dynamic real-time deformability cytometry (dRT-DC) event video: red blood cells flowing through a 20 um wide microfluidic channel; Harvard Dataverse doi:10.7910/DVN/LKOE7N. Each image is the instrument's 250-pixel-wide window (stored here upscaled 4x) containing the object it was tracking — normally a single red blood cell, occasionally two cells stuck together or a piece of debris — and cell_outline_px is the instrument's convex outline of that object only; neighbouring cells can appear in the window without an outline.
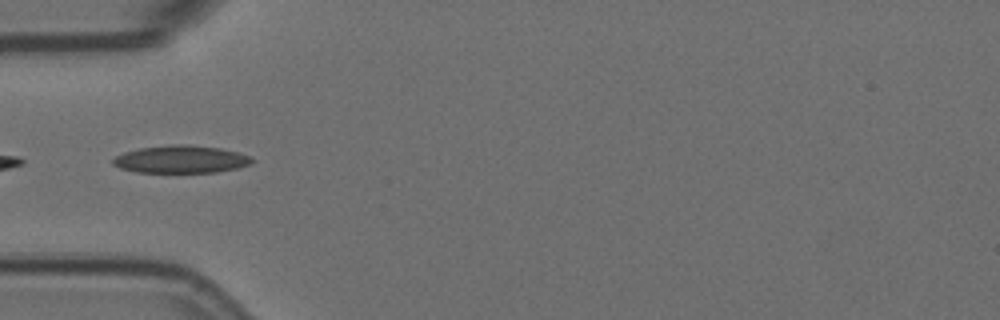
{"species": "Egyptian fruit bat (a non-hibernating species)", "species_latin": "Rousettus aegyptiacus", "temperature_condition": "room temperature", "stored_images_in_passage": 3, "camera_frame_rate_fps": 3000, "um_per_image_px": 0.085, "animal": {"sex": "female"}, "frame": {"image": 1, "passage_image": 2, "time_ms": 0.333, "image_size_px": [1000, 320], "cell_outline_px": [[256, 160], [252, 164], [236, 168], [216, 172], [136, 172], [120, 168], [112, 164], [112, 160], [116, 156], [124, 152], [140, 148], [172, 144], [188, 144], [220, 148], [236, 152], [248, 156]], "centroid_in_image_um": [15.38, 13.54], "position_along_channel_um": 69.6, "area_um2": 22.31}}
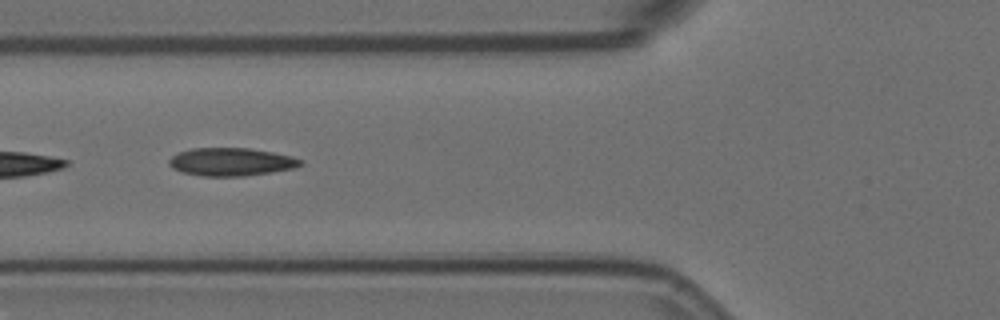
{"frame": {"image": 2, "passage_image": 3, "time_ms": 0.667, "image_size_px": [1000, 320], "cell_outline_px": [[304, 164], [296, 168], [272, 172], [244, 176], [200, 176], [180, 172], [172, 168], [168, 164], [168, 160], [172, 156], [180, 152], [192, 148], [248, 148], [272, 152], [292, 156], [304, 160]], "centroid_in_image_um": [19.67, 13.76], "position_along_channel_um": 106.1, "area_um2": 21.68}}